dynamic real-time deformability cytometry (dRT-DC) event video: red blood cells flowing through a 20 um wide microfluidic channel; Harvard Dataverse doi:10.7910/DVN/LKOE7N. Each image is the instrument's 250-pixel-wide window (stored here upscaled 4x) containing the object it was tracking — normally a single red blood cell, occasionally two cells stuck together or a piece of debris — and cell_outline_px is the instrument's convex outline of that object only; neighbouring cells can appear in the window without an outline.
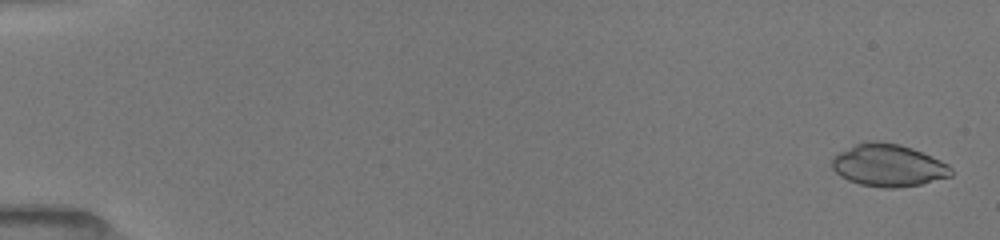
{"species": "common noctule bat (a hibernating species)", "species_latin": "Nyctalus noctula", "temperature_condition": "room temperature", "stored_images_in_passage": 30, "camera_frame_rate_fps": 3000, "um_per_image_px": 0.085, "animal": {"sex": "female", "body_mass_g": 19.5, "forearm_length_mm": 54.1}, "frame": {"image": 1, "passage_image": 1, "time_ms": 0.0, "image_size_px": [1000, 240], "cell_outline_px": [[952, 176], [920, 184], [896, 188], [884, 188], [860, 184], [848, 180], [840, 176], [832, 168], [832, 160], [840, 152], [856, 144], [868, 140], [876, 140], [900, 144], [912, 148], [940, 160], [948, 164], [952, 168]], "centroid_in_image_um": [75.52, 14.05], "position_along_channel_um": 9.5, "area_um2": 29.3}}
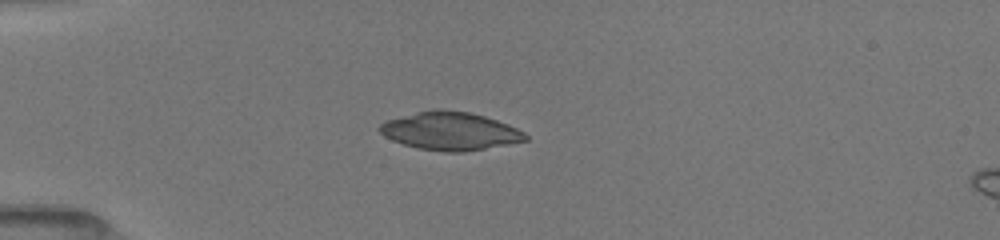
{"frame": {"image": 2, "passage_image": 8, "time_ms": 4.333, "image_size_px": [1000, 240], "cell_outline_px": [[528, 140], [508, 144], [464, 152], [444, 152], [420, 148], [404, 144], [392, 140], [384, 136], [376, 128], [380, 124], [388, 120], [416, 112], [432, 108], [444, 108], [468, 112], [484, 116], [508, 124], [524, 132], [528, 136]], "centroid_in_image_um": [38.25, 11.13], "position_along_channel_um": 46.7, "area_um2": 32.37}}